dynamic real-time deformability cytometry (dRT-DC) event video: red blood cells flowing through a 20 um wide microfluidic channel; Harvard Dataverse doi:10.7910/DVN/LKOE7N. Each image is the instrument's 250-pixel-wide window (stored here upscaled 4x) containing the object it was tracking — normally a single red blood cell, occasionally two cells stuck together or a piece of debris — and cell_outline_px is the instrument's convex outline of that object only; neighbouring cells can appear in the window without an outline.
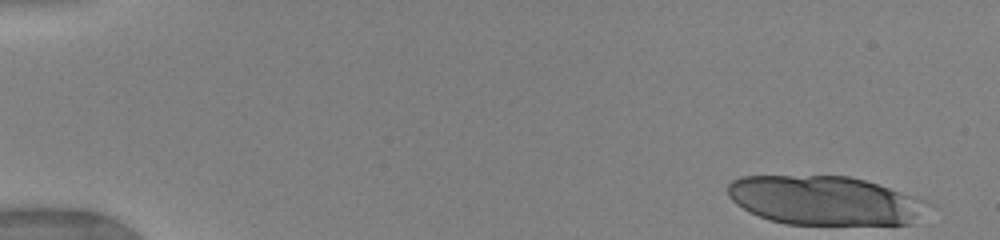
{"species": "human", "species_latin": "Homo sapiens", "temperature_condition": "warm", "stored_images_in_passage": 13, "camera_frame_rate_fps": 3000, "um_per_image_px": 0.085, "donor": {"sex": "female"}, "frame": {"image": 1, "passage_image": 1, "time_ms": 0.0, "image_size_px": [1000, 240], "cell_outline_px": [[936, 204], [912, 224], [784, 224], [768, 220], [748, 212], [736, 204], [728, 196], [728, 184], [732, 180], [740, 176], [848, 176], [864, 180], [928, 200]], "centroid_in_image_um": [70.14, 17.05], "position_along_channel_um": 14.9, "area_um2": 57.74}}